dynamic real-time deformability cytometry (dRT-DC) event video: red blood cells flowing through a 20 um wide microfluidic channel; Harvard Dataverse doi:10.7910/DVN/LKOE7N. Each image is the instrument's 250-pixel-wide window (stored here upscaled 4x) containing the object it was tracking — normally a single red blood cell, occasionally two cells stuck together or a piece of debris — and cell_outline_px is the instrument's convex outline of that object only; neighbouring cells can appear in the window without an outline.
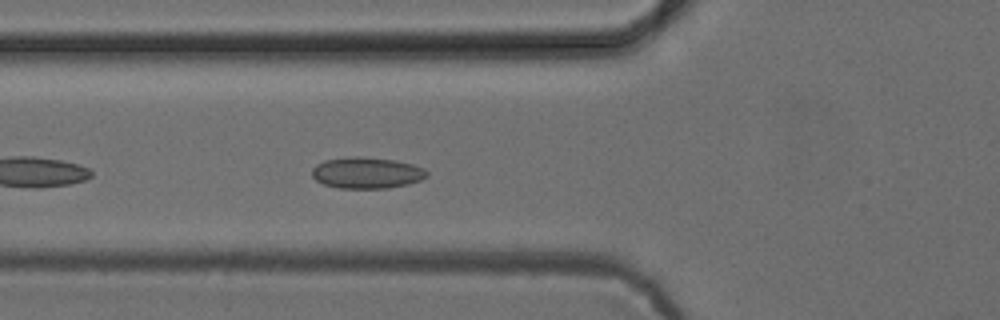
{"species": "common noctule bat (a hibernating species)", "species_latin": "Nyctalus noctula", "temperature_condition": "cold", "stored_images_in_passage": 37, "camera_frame_rate_fps": 3000, "um_per_image_px": 0.085, "animal": {"sex": "female", "body_mass_g": 24.6, "forearm_length_mm": 56.2}, "frame": {"image": 1, "passage_image": 6, "time_ms": 1.667, "image_size_px": [1000, 320], "cell_outline_px": [[428, 176], [420, 180], [408, 184], [388, 188], [340, 188], [324, 184], [316, 180], [312, 176], [312, 168], [316, 164], [324, 160], [348, 156], [360, 156], [396, 160], [412, 164], [424, 168], [428, 172]], "centroid_in_image_um": [31.17, 14.68], "position_along_channel_um": 94.6, "area_um2": 21.1}}
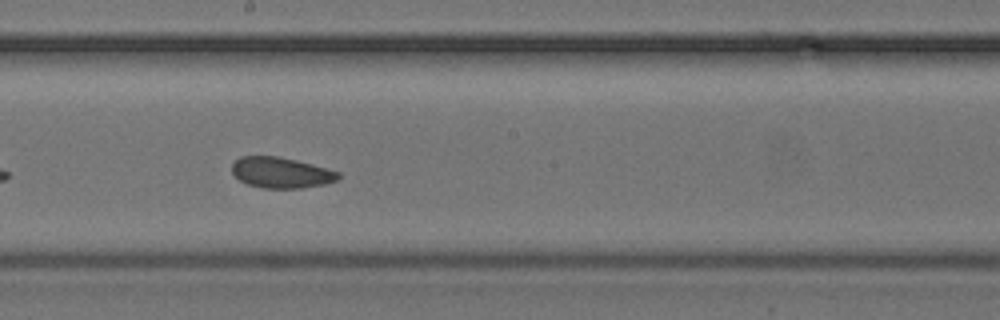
{"frame": {"image": 2, "passage_image": 16, "time_ms": 5.0, "image_size_px": [1000, 320], "cell_outline_px": [[340, 176], [336, 180], [324, 184], [300, 188], [264, 188], [248, 184], [240, 180], [232, 172], [232, 164], [240, 156], [276, 156], [296, 160], [312, 164], [340, 172]], "centroid_in_image_um": [23.88, 14.67], "position_along_channel_um": 224.3, "area_um2": 18.9}}
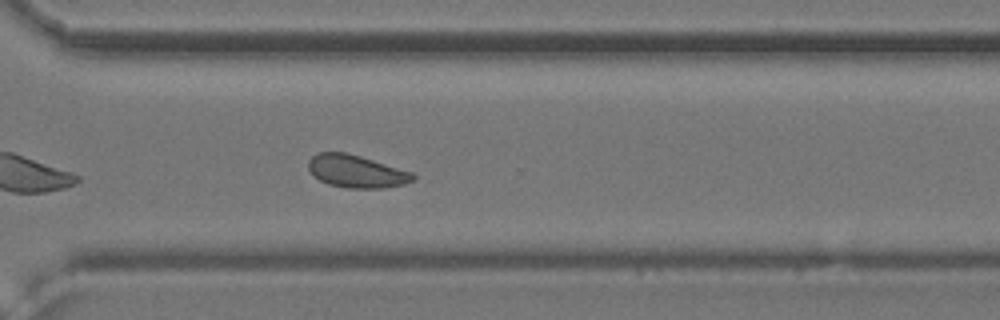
{"frame": {"image": 3, "passage_image": 25, "time_ms": 8.0, "image_size_px": [1000, 320], "cell_outline_px": [[416, 176], [412, 180], [404, 184], [384, 188], [344, 188], [328, 184], [312, 176], [308, 168], [308, 160], [316, 152], [344, 152], [360, 156], [412, 172]], "centroid_in_image_um": [30.24, 14.57], "position_along_channel_um": 340.4, "area_um2": 19.94}, "authors_computed_cell_mechanics": {"area_um2": 19.941, "velocity_mm_per_s": 3.8786, "shape_relaxation_time_tau1_ms": null, "shape_relaxation_time_tau2_ms": 1.9785, "deformation_change_tau1": null, "deformation_change_tau2": 0.06}}